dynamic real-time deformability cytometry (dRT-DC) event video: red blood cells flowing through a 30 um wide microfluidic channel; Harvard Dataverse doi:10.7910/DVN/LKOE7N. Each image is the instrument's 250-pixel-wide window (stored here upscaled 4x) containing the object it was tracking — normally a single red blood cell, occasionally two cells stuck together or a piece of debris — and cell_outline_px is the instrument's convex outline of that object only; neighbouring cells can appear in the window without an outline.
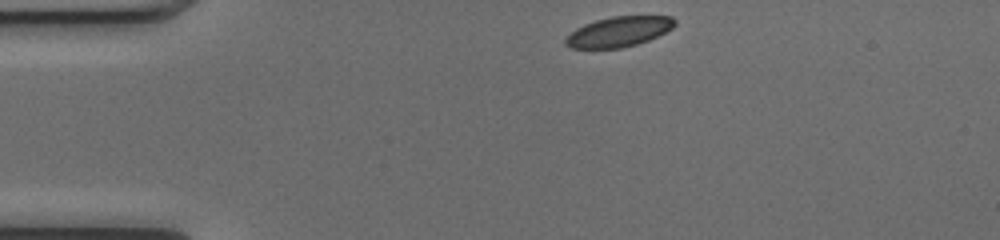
{"species": "common noctule bat (a hibernating species)", "species_latin": "Nyctalus noctula", "temperature_condition": "cold", "stored_images_in_passage": 42, "camera_frame_rate_fps": 3000, "um_per_image_px": 0.085, "animal": {"sex": "female", "body_mass_g": 17.0, "forearm_length_mm": 48.0}, "frame": {"image": 1, "passage_image": 1, "time_ms": 0.0, "image_size_px": [1000, 240], "cell_outline_px": [[676, 24], [672, 28], [648, 40], [636, 44], [620, 48], [568, 48], [564, 44], [564, 40], [576, 28], [584, 24], [596, 20], [612, 16], [672, 16], [676, 20]], "centroid_in_image_um": [52.58, 2.69], "position_along_channel_um": 32.4, "area_um2": 19.07}}
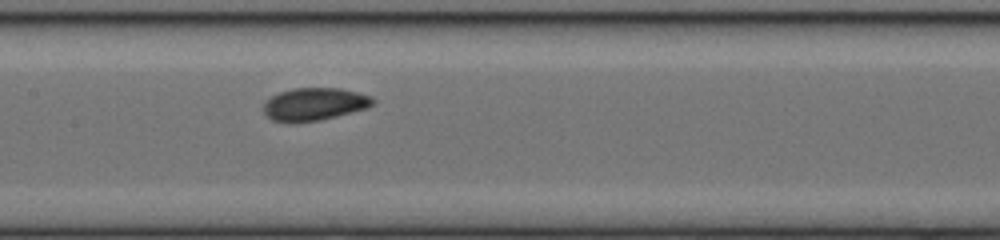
{"frame": {"image": 2, "passage_image": 16, "time_ms": 5.0, "image_size_px": [1000, 240], "cell_outline_px": [[376, 100], [368, 108], [320, 120], [272, 120], [264, 112], [264, 100], [280, 92], [296, 88], [340, 88], [372, 96]], "centroid_in_image_um": [26.77, 8.82], "position_along_channel_um": 180.6, "area_um2": 20.29}}
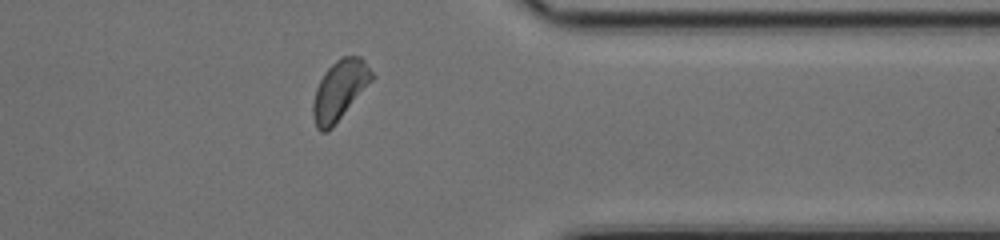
{"frame": {"image": 3, "passage_image": 32, "time_ms": 10.333, "image_size_px": [1000, 240], "cell_outline_px": [[376, 76], [332, 128], [328, 132], [320, 132], [316, 128], [312, 116], [312, 104], [316, 88], [324, 72], [340, 56], [360, 56], [364, 60]], "centroid_in_image_um": [28.86, 7.67], "position_along_channel_um": 382.5, "area_um2": 20.63}, "authors_computed_cell_mechanics": {"area_um2": 20.1144, "velocity_mm_per_s": 3.9982, "shape_relaxation_time_tau1_ms": 6.4003, "shape_relaxation_time_tau2_ms": 4.0291, "deformation_change_tau1": 0.1443, "deformation_change_tau2": 0.0722}}